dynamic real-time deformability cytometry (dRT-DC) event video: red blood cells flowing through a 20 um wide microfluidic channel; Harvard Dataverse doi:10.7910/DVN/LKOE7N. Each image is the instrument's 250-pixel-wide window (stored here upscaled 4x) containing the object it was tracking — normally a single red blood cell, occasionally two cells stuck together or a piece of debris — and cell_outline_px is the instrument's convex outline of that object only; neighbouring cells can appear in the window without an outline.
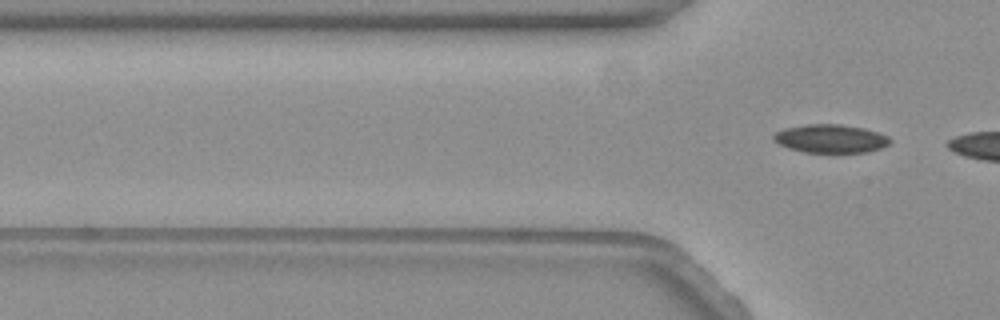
{"species": "common noctule bat (a hibernating species)", "species_latin": "Nyctalus noctula", "temperature_condition": "warm", "stored_images_in_passage": 4, "camera_frame_rate_fps": 3000, "um_per_image_px": 0.085, "animal": {"sex": "female", "body_mass_g": 19.3, "forearm_length_mm": 54.1}, "frame": {"image": 1, "passage_image": 4, "time_ms": 1.0, "image_size_px": [1000, 320], "cell_outline_px": [[892, 140], [888, 144], [880, 148], [868, 152], [804, 152], [788, 148], [772, 140], [772, 136], [776, 132], [784, 128], [808, 124], [840, 124], [864, 128], [888, 136]], "centroid_in_image_um": [70.58, 11.78], "position_along_channel_um": 55.2, "area_um2": 19.19}}